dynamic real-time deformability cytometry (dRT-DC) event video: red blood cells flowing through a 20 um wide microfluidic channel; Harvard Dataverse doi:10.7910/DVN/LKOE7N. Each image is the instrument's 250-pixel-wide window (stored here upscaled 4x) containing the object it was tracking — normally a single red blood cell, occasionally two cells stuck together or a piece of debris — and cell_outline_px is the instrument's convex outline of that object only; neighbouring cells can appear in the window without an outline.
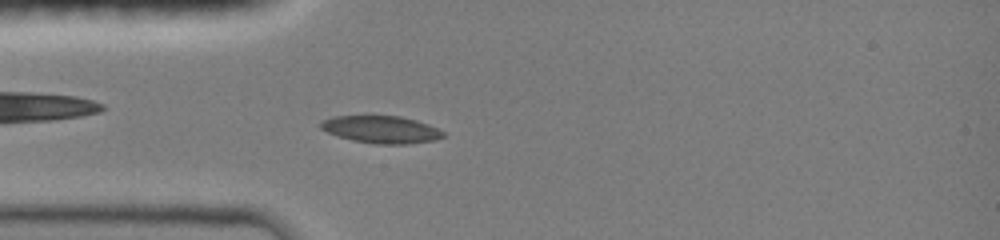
{"species": "common noctule bat (a hibernating species)", "species_latin": "Nyctalus noctula", "temperature_condition": "room temperature", "stored_images_in_passage": 43, "camera_frame_rate_fps": 3000, "um_per_image_px": 0.085, "animal": {"sex": "female", "body_mass_g": 19.0, "forearm_length_mm": 51.5}, "frame": {"image": 1, "passage_image": 9, "time_ms": 2.667, "image_size_px": [1000, 240], "cell_outline_px": [[444, 136], [436, 140], [408, 144], [376, 144], [352, 140], [336, 136], [320, 128], [320, 124], [324, 120], [332, 116], [372, 112], [400, 116], [416, 120], [428, 124], [444, 132]], "centroid_in_image_um": [32.35, 10.95], "position_along_channel_um": 52.6, "area_um2": 20.46}}
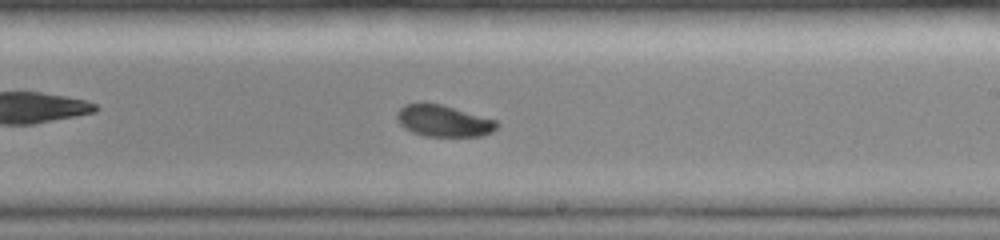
{"frame": {"image": 2, "passage_image": 24, "time_ms": 7.667, "image_size_px": [1000, 240], "cell_outline_px": [[500, 124], [492, 132], [480, 136], [424, 136], [412, 132], [404, 128], [400, 124], [396, 116], [396, 112], [404, 104], [440, 104], [496, 120]], "centroid_in_image_um": [37.69, 10.29], "position_along_channel_um": 251.3, "area_um2": 18.15}}
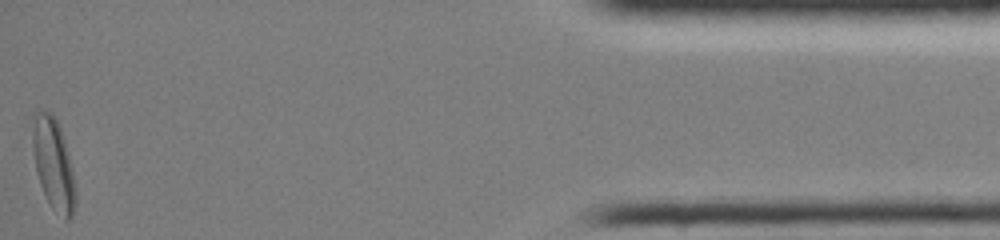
{"frame": {"image": 3, "passage_image": 43, "time_ms": 14.0, "image_size_px": [1000, 240], "cell_outline_px": [[76, 204], [72, 216], [68, 220], [64, 220], [52, 208], [40, 184], [36, 172], [32, 148], [32, 132], [36, 112], [48, 112], [56, 120], [60, 128], [64, 140], [76, 188]], "centroid_in_image_um": [4.55, 14.03], "position_along_channel_um": 430.7, "area_um2": 22.43}, "authors_computed_cell_mechanics": {"area_um2": 19.0162, "velocity_mm_per_s": 4.0572, "shape_relaxation_time_tau1_ms": 3.7595, "shape_relaxation_time_tau2_ms": null, "deformation_change_tau1": 0.117, "deformation_change_tau2": null}}